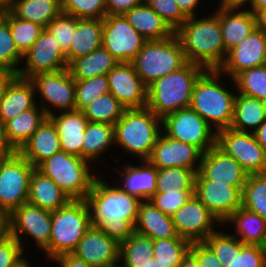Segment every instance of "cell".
<instances>
[{
	"instance_id": "cell-36",
	"label": "cell",
	"mask_w": 266,
	"mask_h": 267,
	"mask_svg": "<svg viewBox=\"0 0 266 267\" xmlns=\"http://www.w3.org/2000/svg\"><path fill=\"white\" fill-rule=\"evenodd\" d=\"M115 145L114 126L107 123L88 122L81 149V157L93 163Z\"/></svg>"
},
{
	"instance_id": "cell-17",
	"label": "cell",
	"mask_w": 266,
	"mask_h": 267,
	"mask_svg": "<svg viewBox=\"0 0 266 267\" xmlns=\"http://www.w3.org/2000/svg\"><path fill=\"white\" fill-rule=\"evenodd\" d=\"M172 220L178 236L190 242L204 241L216 231L215 226L222 225L195 195L172 215Z\"/></svg>"
},
{
	"instance_id": "cell-64",
	"label": "cell",
	"mask_w": 266,
	"mask_h": 267,
	"mask_svg": "<svg viewBox=\"0 0 266 267\" xmlns=\"http://www.w3.org/2000/svg\"><path fill=\"white\" fill-rule=\"evenodd\" d=\"M179 267H200L197 259L189 252L182 260Z\"/></svg>"
},
{
	"instance_id": "cell-47",
	"label": "cell",
	"mask_w": 266,
	"mask_h": 267,
	"mask_svg": "<svg viewBox=\"0 0 266 267\" xmlns=\"http://www.w3.org/2000/svg\"><path fill=\"white\" fill-rule=\"evenodd\" d=\"M22 58L23 55L17 50L12 38L9 23L0 13V66L17 73L22 64Z\"/></svg>"
},
{
	"instance_id": "cell-59",
	"label": "cell",
	"mask_w": 266,
	"mask_h": 267,
	"mask_svg": "<svg viewBox=\"0 0 266 267\" xmlns=\"http://www.w3.org/2000/svg\"><path fill=\"white\" fill-rule=\"evenodd\" d=\"M251 2L252 0H220L217 7L227 9V10H242L246 4L249 6V11L251 12Z\"/></svg>"
},
{
	"instance_id": "cell-70",
	"label": "cell",
	"mask_w": 266,
	"mask_h": 267,
	"mask_svg": "<svg viewBox=\"0 0 266 267\" xmlns=\"http://www.w3.org/2000/svg\"><path fill=\"white\" fill-rule=\"evenodd\" d=\"M29 261L24 265V266H22V267H29Z\"/></svg>"
},
{
	"instance_id": "cell-34",
	"label": "cell",
	"mask_w": 266,
	"mask_h": 267,
	"mask_svg": "<svg viewBox=\"0 0 266 267\" xmlns=\"http://www.w3.org/2000/svg\"><path fill=\"white\" fill-rule=\"evenodd\" d=\"M118 62L102 46L86 56L73 60L68 70L74 80H85L98 75H107Z\"/></svg>"
},
{
	"instance_id": "cell-5",
	"label": "cell",
	"mask_w": 266,
	"mask_h": 267,
	"mask_svg": "<svg viewBox=\"0 0 266 267\" xmlns=\"http://www.w3.org/2000/svg\"><path fill=\"white\" fill-rule=\"evenodd\" d=\"M162 132V118L148 107L125 109L114 124L115 146L140 158L148 160Z\"/></svg>"
},
{
	"instance_id": "cell-54",
	"label": "cell",
	"mask_w": 266,
	"mask_h": 267,
	"mask_svg": "<svg viewBox=\"0 0 266 267\" xmlns=\"http://www.w3.org/2000/svg\"><path fill=\"white\" fill-rule=\"evenodd\" d=\"M189 252L197 259L200 267H224L214 252L203 242H191Z\"/></svg>"
},
{
	"instance_id": "cell-4",
	"label": "cell",
	"mask_w": 266,
	"mask_h": 267,
	"mask_svg": "<svg viewBox=\"0 0 266 267\" xmlns=\"http://www.w3.org/2000/svg\"><path fill=\"white\" fill-rule=\"evenodd\" d=\"M222 76L218 69H206L195 82L190 105L216 132L230 128L236 96L221 84Z\"/></svg>"
},
{
	"instance_id": "cell-23",
	"label": "cell",
	"mask_w": 266,
	"mask_h": 267,
	"mask_svg": "<svg viewBox=\"0 0 266 267\" xmlns=\"http://www.w3.org/2000/svg\"><path fill=\"white\" fill-rule=\"evenodd\" d=\"M49 115L60 140V149L68 154L81 157V149L88 119L82 111H61Z\"/></svg>"
},
{
	"instance_id": "cell-58",
	"label": "cell",
	"mask_w": 266,
	"mask_h": 267,
	"mask_svg": "<svg viewBox=\"0 0 266 267\" xmlns=\"http://www.w3.org/2000/svg\"><path fill=\"white\" fill-rule=\"evenodd\" d=\"M182 10V12L187 16V17H194L197 16V8H199L198 5L201 0H175ZM198 6V7H197ZM196 11V12H195Z\"/></svg>"
},
{
	"instance_id": "cell-69",
	"label": "cell",
	"mask_w": 266,
	"mask_h": 267,
	"mask_svg": "<svg viewBox=\"0 0 266 267\" xmlns=\"http://www.w3.org/2000/svg\"><path fill=\"white\" fill-rule=\"evenodd\" d=\"M139 3H146V0H137Z\"/></svg>"
},
{
	"instance_id": "cell-45",
	"label": "cell",
	"mask_w": 266,
	"mask_h": 267,
	"mask_svg": "<svg viewBox=\"0 0 266 267\" xmlns=\"http://www.w3.org/2000/svg\"><path fill=\"white\" fill-rule=\"evenodd\" d=\"M196 174L193 169L157 168L156 193H165L175 188L194 190Z\"/></svg>"
},
{
	"instance_id": "cell-27",
	"label": "cell",
	"mask_w": 266,
	"mask_h": 267,
	"mask_svg": "<svg viewBox=\"0 0 266 267\" xmlns=\"http://www.w3.org/2000/svg\"><path fill=\"white\" fill-rule=\"evenodd\" d=\"M134 232L152 240L169 239L178 236L172 216L161 212L150 200L140 203Z\"/></svg>"
},
{
	"instance_id": "cell-30",
	"label": "cell",
	"mask_w": 266,
	"mask_h": 267,
	"mask_svg": "<svg viewBox=\"0 0 266 267\" xmlns=\"http://www.w3.org/2000/svg\"><path fill=\"white\" fill-rule=\"evenodd\" d=\"M70 201L71 199L50 177L34 169L30 178L28 203L52 212Z\"/></svg>"
},
{
	"instance_id": "cell-1",
	"label": "cell",
	"mask_w": 266,
	"mask_h": 267,
	"mask_svg": "<svg viewBox=\"0 0 266 267\" xmlns=\"http://www.w3.org/2000/svg\"><path fill=\"white\" fill-rule=\"evenodd\" d=\"M100 174L85 197L92 226L97 227L119 244L134 233L142 200L128 194L119 185L104 180Z\"/></svg>"
},
{
	"instance_id": "cell-40",
	"label": "cell",
	"mask_w": 266,
	"mask_h": 267,
	"mask_svg": "<svg viewBox=\"0 0 266 267\" xmlns=\"http://www.w3.org/2000/svg\"><path fill=\"white\" fill-rule=\"evenodd\" d=\"M191 242L181 236L153 240V258L167 267H179L189 253Z\"/></svg>"
},
{
	"instance_id": "cell-11",
	"label": "cell",
	"mask_w": 266,
	"mask_h": 267,
	"mask_svg": "<svg viewBox=\"0 0 266 267\" xmlns=\"http://www.w3.org/2000/svg\"><path fill=\"white\" fill-rule=\"evenodd\" d=\"M29 80L33 83L35 94H40L39 99L42 102H37V104L41 105L47 116L54 113L52 107L58 111L75 110L76 86L68 68L38 73Z\"/></svg>"
},
{
	"instance_id": "cell-10",
	"label": "cell",
	"mask_w": 266,
	"mask_h": 267,
	"mask_svg": "<svg viewBox=\"0 0 266 267\" xmlns=\"http://www.w3.org/2000/svg\"><path fill=\"white\" fill-rule=\"evenodd\" d=\"M162 132L174 140L197 147L202 153L216 145V130L191 107L164 116Z\"/></svg>"
},
{
	"instance_id": "cell-55",
	"label": "cell",
	"mask_w": 266,
	"mask_h": 267,
	"mask_svg": "<svg viewBox=\"0 0 266 267\" xmlns=\"http://www.w3.org/2000/svg\"><path fill=\"white\" fill-rule=\"evenodd\" d=\"M138 4L137 0H106V15H124Z\"/></svg>"
},
{
	"instance_id": "cell-20",
	"label": "cell",
	"mask_w": 266,
	"mask_h": 267,
	"mask_svg": "<svg viewBox=\"0 0 266 267\" xmlns=\"http://www.w3.org/2000/svg\"><path fill=\"white\" fill-rule=\"evenodd\" d=\"M109 92L126 109L143 108L147 104V86L131 63H118L108 74Z\"/></svg>"
},
{
	"instance_id": "cell-24",
	"label": "cell",
	"mask_w": 266,
	"mask_h": 267,
	"mask_svg": "<svg viewBox=\"0 0 266 267\" xmlns=\"http://www.w3.org/2000/svg\"><path fill=\"white\" fill-rule=\"evenodd\" d=\"M219 16L222 39L226 52L232 50L259 26L258 15L246 10H227L220 7Z\"/></svg>"
},
{
	"instance_id": "cell-9",
	"label": "cell",
	"mask_w": 266,
	"mask_h": 267,
	"mask_svg": "<svg viewBox=\"0 0 266 267\" xmlns=\"http://www.w3.org/2000/svg\"><path fill=\"white\" fill-rule=\"evenodd\" d=\"M35 167L19 152L0 154V210L8 216L28 201Z\"/></svg>"
},
{
	"instance_id": "cell-18",
	"label": "cell",
	"mask_w": 266,
	"mask_h": 267,
	"mask_svg": "<svg viewBox=\"0 0 266 267\" xmlns=\"http://www.w3.org/2000/svg\"><path fill=\"white\" fill-rule=\"evenodd\" d=\"M266 64V30L260 25L227 52L218 70L231 79L244 70Z\"/></svg>"
},
{
	"instance_id": "cell-57",
	"label": "cell",
	"mask_w": 266,
	"mask_h": 267,
	"mask_svg": "<svg viewBox=\"0 0 266 267\" xmlns=\"http://www.w3.org/2000/svg\"><path fill=\"white\" fill-rule=\"evenodd\" d=\"M18 76V74L9 68L0 66V101L2 100L7 87Z\"/></svg>"
},
{
	"instance_id": "cell-39",
	"label": "cell",
	"mask_w": 266,
	"mask_h": 267,
	"mask_svg": "<svg viewBox=\"0 0 266 267\" xmlns=\"http://www.w3.org/2000/svg\"><path fill=\"white\" fill-rule=\"evenodd\" d=\"M125 107L110 92L96 98L82 112L89 122L114 124L122 117Z\"/></svg>"
},
{
	"instance_id": "cell-31",
	"label": "cell",
	"mask_w": 266,
	"mask_h": 267,
	"mask_svg": "<svg viewBox=\"0 0 266 267\" xmlns=\"http://www.w3.org/2000/svg\"><path fill=\"white\" fill-rule=\"evenodd\" d=\"M124 17L147 41L163 40L174 34L169 25L146 3H139L126 12Z\"/></svg>"
},
{
	"instance_id": "cell-29",
	"label": "cell",
	"mask_w": 266,
	"mask_h": 267,
	"mask_svg": "<svg viewBox=\"0 0 266 267\" xmlns=\"http://www.w3.org/2000/svg\"><path fill=\"white\" fill-rule=\"evenodd\" d=\"M35 93L33 83L29 79L17 76L7 87L0 101V118L2 121L6 123L21 112L33 108L37 104Z\"/></svg>"
},
{
	"instance_id": "cell-12",
	"label": "cell",
	"mask_w": 266,
	"mask_h": 267,
	"mask_svg": "<svg viewBox=\"0 0 266 267\" xmlns=\"http://www.w3.org/2000/svg\"><path fill=\"white\" fill-rule=\"evenodd\" d=\"M216 145L248 174L266 173V151L257 142L254 133L221 129L217 131Z\"/></svg>"
},
{
	"instance_id": "cell-43",
	"label": "cell",
	"mask_w": 266,
	"mask_h": 267,
	"mask_svg": "<svg viewBox=\"0 0 266 267\" xmlns=\"http://www.w3.org/2000/svg\"><path fill=\"white\" fill-rule=\"evenodd\" d=\"M230 80L235 92L260 100L266 98V64L244 70Z\"/></svg>"
},
{
	"instance_id": "cell-19",
	"label": "cell",
	"mask_w": 266,
	"mask_h": 267,
	"mask_svg": "<svg viewBox=\"0 0 266 267\" xmlns=\"http://www.w3.org/2000/svg\"><path fill=\"white\" fill-rule=\"evenodd\" d=\"M202 152L195 146L160 133L148 161L156 168H185L198 172Z\"/></svg>"
},
{
	"instance_id": "cell-38",
	"label": "cell",
	"mask_w": 266,
	"mask_h": 267,
	"mask_svg": "<svg viewBox=\"0 0 266 267\" xmlns=\"http://www.w3.org/2000/svg\"><path fill=\"white\" fill-rule=\"evenodd\" d=\"M152 257L153 240L149 237L134 232L120 243V267H139L147 263Z\"/></svg>"
},
{
	"instance_id": "cell-61",
	"label": "cell",
	"mask_w": 266,
	"mask_h": 267,
	"mask_svg": "<svg viewBox=\"0 0 266 267\" xmlns=\"http://www.w3.org/2000/svg\"><path fill=\"white\" fill-rule=\"evenodd\" d=\"M8 153V139L6 137L5 123L0 118V154Z\"/></svg>"
},
{
	"instance_id": "cell-50",
	"label": "cell",
	"mask_w": 266,
	"mask_h": 267,
	"mask_svg": "<svg viewBox=\"0 0 266 267\" xmlns=\"http://www.w3.org/2000/svg\"><path fill=\"white\" fill-rule=\"evenodd\" d=\"M194 190L173 189L165 193H155L149 200L164 214L172 216L192 196Z\"/></svg>"
},
{
	"instance_id": "cell-51",
	"label": "cell",
	"mask_w": 266,
	"mask_h": 267,
	"mask_svg": "<svg viewBox=\"0 0 266 267\" xmlns=\"http://www.w3.org/2000/svg\"><path fill=\"white\" fill-rule=\"evenodd\" d=\"M146 4L152 8L174 32L188 19L175 0H146Z\"/></svg>"
},
{
	"instance_id": "cell-3",
	"label": "cell",
	"mask_w": 266,
	"mask_h": 267,
	"mask_svg": "<svg viewBox=\"0 0 266 267\" xmlns=\"http://www.w3.org/2000/svg\"><path fill=\"white\" fill-rule=\"evenodd\" d=\"M206 69L187 62L179 70L153 81L147 86V104L156 116L190 107L195 82Z\"/></svg>"
},
{
	"instance_id": "cell-26",
	"label": "cell",
	"mask_w": 266,
	"mask_h": 267,
	"mask_svg": "<svg viewBox=\"0 0 266 267\" xmlns=\"http://www.w3.org/2000/svg\"><path fill=\"white\" fill-rule=\"evenodd\" d=\"M60 151L59 135L53 122L47 117L18 152L36 168Z\"/></svg>"
},
{
	"instance_id": "cell-41",
	"label": "cell",
	"mask_w": 266,
	"mask_h": 267,
	"mask_svg": "<svg viewBox=\"0 0 266 267\" xmlns=\"http://www.w3.org/2000/svg\"><path fill=\"white\" fill-rule=\"evenodd\" d=\"M241 206L266 220V173L248 175L242 189Z\"/></svg>"
},
{
	"instance_id": "cell-68",
	"label": "cell",
	"mask_w": 266,
	"mask_h": 267,
	"mask_svg": "<svg viewBox=\"0 0 266 267\" xmlns=\"http://www.w3.org/2000/svg\"><path fill=\"white\" fill-rule=\"evenodd\" d=\"M262 104H263V109H264V115H265V119H266V98L261 100Z\"/></svg>"
},
{
	"instance_id": "cell-46",
	"label": "cell",
	"mask_w": 266,
	"mask_h": 267,
	"mask_svg": "<svg viewBox=\"0 0 266 267\" xmlns=\"http://www.w3.org/2000/svg\"><path fill=\"white\" fill-rule=\"evenodd\" d=\"M76 103L75 110L82 111L96 98L109 92L107 75H98L85 80H75Z\"/></svg>"
},
{
	"instance_id": "cell-56",
	"label": "cell",
	"mask_w": 266,
	"mask_h": 267,
	"mask_svg": "<svg viewBox=\"0 0 266 267\" xmlns=\"http://www.w3.org/2000/svg\"><path fill=\"white\" fill-rule=\"evenodd\" d=\"M52 262L58 264L59 267H94L72 253L62 254Z\"/></svg>"
},
{
	"instance_id": "cell-49",
	"label": "cell",
	"mask_w": 266,
	"mask_h": 267,
	"mask_svg": "<svg viewBox=\"0 0 266 267\" xmlns=\"http://www.w3.org/2000/svg\"><path fill=\"white\" fill-rule=\"evenodd\" d=\"M62 12L78 19H100L106 15V0H61Z\"/></svg>"
},
{
	"instance_id": "cell-67",
	"label": "cell",
	"mask_w": 266,
	"mask_h": 267,
	"mask_svg": "<svg viewBox=\"0 0 266 267\" xmlns=\"http://www.w3.org/2000/svg\"><path fill=\"white\" fill-rule=\"evenodd\" d=\"M259 17V25L266 30V10H264L261 14L258 15Z\"/></svg>"
},
{
	"instance_id": "cell-13",
	"label": "cell",
	"mask_w": 266,
	"mask_h": 267,
	"mask_svg": "<svg viewBox=\"0 0 266 267\" xmlns=\"http://www.w3.org/2000/svg\"><path fill=\"white\" fill-rule=\"evenodd\" d=\"M9 236L22 246L27 235L42 251L49 245L51 238V211L44 210L28 202L22 204L8 216ZM26 235L22 236L21 235Z\"/></svg>"
},
{
	"instance_id": "cell-21",
	"label": "cell",
	"mask_w": 266,
	"mask_h": 267,
	"mask_svg": "<svg viewBox=\"0 0 266 267\" xmlns=\"http://www.w3.org/2000/svg\"><path fill=\"white\" fill-rule=\"evenodd\" d=\"M120 244L95 226H91L72 252L94 267L119 265Z\"/></svg>"
},
{
	"instance_id": "cell-35",
	"label": "cell",
	"mask_w": 266,
	"mask_h": 267,
	"mask_svg": "<svg viewBox=\"0 0 266 267\" xmlns=\"http://www.w3.org/2000/svg\"><path fill=\"white\" fill-rule=\"evenodd\" d=\"M265 121L260 99L236 93L233 120L230 128L240 132H254Z\"/></svg>"
},
{
	"instance_id": "cell-63",
	"label": "cell",
	"mask_w": 266,
	"mask_h": 267,
	"mask_svg": "<svg viewBox=\"0 0 266 267\" xmlns=\"http://www.w3.org/2000/svg\"><path fill=\"white\" fill-rule=\"evenodd\" d=\"M266 10V0H252L251 12L255 15L261 14Z\"/></svg>"
},
{
	"instance_id": "cell-60",
	"label": "cell",
	"mask_w": 266,
	"mask_h": 267,
	"mask_svg": "<svg viewBox=\"0 0 266 267\" xmlns=\"http://www.w3.org/2000/svg\"><path fill=\"white\" fill-rule=\"evenodd\" d=\"M253 133L256 137L257 142L266 151V119Z\"/></svg>"
},
{
	"instance_id": "cell-44",
	"label": "cell",
	"mask_w": 266,
	"mask_h": 267,
	"mask_svg": "<svg viewBox=\"0 0 266 267\" xmlns=\"http://www.w3.org/2000/svg\"><path fill=\"white\" fill-rule=\"evenodd\" d=\"M224 267H266V247L243 244L232 233V257Z\"/></svg>"
},
{
	"instance_id": "cell-8",
	"label": "cell",
	"mask_w": 266,
	"mask_h": 267,
	"mask_svg": "<svg viewBox=\"0 0 266 267\" xmlns=\"http://www.w3.org/2000/svg\"><path fill=\"white\" fill-rule=\"evenodd\" d=\"M186 63L184 51L175 33L163 40L146 41L131 61L136 73L146 86L179 70Z\"/></svg>"
},
{
	"instance_id": "cell-14",
	"label": "cell",
	"mask_w": 266,
	"mask_h": 267,
	"mask_svg": "<svg viewBox=\"0 0 266 267\" xmlns=\"http://www.w3.org/2000/svg\"><path fill=\"white\" fill-rule=\"evenodd\" d=\"M146 41L124 15H107L103 19L102 46L118 63H131Z\"/></svg>"
},
{
	"instance_id": "cell-53",
	"label": "cell",
	"mask_w": 266,
	"mask_h": 267,
	"mask_svg": "<svg viewBox=\"0 0 266 267\" xmlns=\"http://www.w3.org/2000/svg\"><path fill=\"white\" fill-rule=\"evenodd\" d=\"M217 256L224 266L232 257V234L220 230L212 232L203 241Z\"/></svg>"
},
{
	"instance_id": "cell-33",
	"label": "cell",
	"mask_w": 266,
	"mask_h": 267,
	"mask_svg": "<svg viewBox=\"0 0 266 267\" xmlns=\"http://www.w3.org/2000/svg\"><path fill=\"white\" fill-rule=\"evenodd\" d=\"M103 20L78 19L75 35L69 52L66 54L68 65L75 59L102 47Z\"/></svg>"
},
{
	"instance_id": "cell-48",
	"label": "cell",
	"mask_w": 266,
	"mask_h": 267,
	"mask_svg": "<svg viewBox=\"0 0 266 267\" xmlns=\"http://www.w3.org/2000/svg\"><path fill=\"white\" fill-rule=\"evenodd\" d=\"M76 25L77 18L75 16L61 12L45 27V29L55 38L65 55L70 50L75 35Z\"/></svg>"
},
{
	"instance_id": "cell-62",
	"label": "cell",
	"mask_w": 266,
	"mask_h": 267,
	"mask_svg": "<svg viewBox=\"0 0 266 267\" xmlns=\"http://www.w3.org/2000/svg\"><path fill=\"white\" fill-rule=\"evenodd\" d=\"M9 235L8 215L0 210V241Z\"/></svg>"
},
{
	"instance_id": "cell-65",
	"label": "cell",
	"mask_w": 266,
	"mask_h": 267,
	"mask_svg": "<svg viewBox=\"0 0 266 267\" xmlns=\"http://www.w3.org/2000/svg\"><path fill=\"white\" fill-rule=\"evenodd\" d=\"M15 0H0V13L10 11Z\"/></svg>"
},
{
	"instance_id": "cell-15",
	"label": "cell",
	"mask_w": 266,
	"mask_h": 267,
	"mask_svg": "<svg viewBox=\"0 0 266 267\" xmlns=\"http://www.w3.org/2000/svg\"><path fill=\"white\" fill-rule=\"evenodd\" d=\"M243 187L207 180L198 171L195 177L194 195L223 226V223L241 207Z\"/></svg>"
},
{
	"instance_id": "cell-22",
	"label": "cell",
	"mask_w": 266,
	"mask_h": 267,
	"mask_svg": "<svg viewBox=\"0 0 266 267\" xmlns=\"http://www.w3.org/2000/svg\"><path fill=\"white\" fill-rule=\"evenodd\" d=\"M199 172L207 179L229 186H244L248 173L217 145L202 154Z\"/></svg>"
},
{
	"instance_id": "cell-66",
	"label": "cell",
	"mask_w": 266,
	"mask_h": 267,
	"mask_svg": "<svg viewBox=\"0 0 266 267\" xmlns=\"http://www.w3.org/2000/svg\"><path fill=\"white\" fill-rule=\"evenodd\" d=\"M139 267H167V266L157 263L156 260L152 257L151 259L148 260L147 263Z\"/></svg>"
},
{
	"instance_id": "cell-7",
	"label": "cell",
	"mask_w": 266,
	"mask_h": 267,
	"mask_svg": "<svg viewBox=\"0 0 266 267\" xmlns=\"http://www.w3.org/2000/svg\"><path fill=\"white\" fill-rule=\"evenodd\" d=\"M91 165L82 157L60 151L41 162L36 169L50 177L71 200H84L98 176L93 169L91 171Z\"/></svg>"
},
{
	"instance_id": "cell-28",
	"label": "cell",
	"mask_w": 266,
	"mask_h": 267,
	"mask_svg": "<svg viewBox=\"0 0 266 267\" xmlns=\"http://www.w3.org/2000/svg\"><path fill=\"white\" fill-rule=\"evenodd\" d=\"M37 105L5 123L8 153L18 152L48 117Z\"/></svg>"
},
{
	"instance_id": "cell-25",
	"label": "cell",
	"mask_w": 266,
	"mask_h": 267,
	"mask_svg": "<svg viewBox=\"0 0 266 267\" xmlns=\"http://www.w3.org/2000/svg\"><path fill=\"white\" fill-rule=\"evenodd\" d=\"M141 165H132L128 163L123 165L124 169H116L123 176L120 188L130 195L137 197L142 201L149 200L156 193L157 168L148 160H143Z\"/></svg>"
},
{
	"instance_id": "cell-16",
	"label": "cell",
	"mask_w": 266,
	"mask_h": 267,
	"mask_svg": "<svg viewBox=\"0 0 266 267\" xmlns=\"http://www.w3.org/2000/svg\"><path fill=\"white\" fill-rule=\"evenodd\" d=\"M25 66L19 68L18 77L29 79L35 74L68 68L66 55L55 38L44 28L38 39L23 55ZM25 59V60H24Z\"/></svg>"
},
{
	"instance_id": "cell-2",
	"label": "cell",
	"mask_w": 266,
	"mask_h": 267,
	"mask_svg": "<svg viewBox=\"0 0 266 267\" xmlns=\"http://www.w3.org/2000/svg\"><path fill=\"white\" fill-rule=\"evenodd\" d=\"M188 17L174 32L178 37L187 62L205 69H218L227 52L222 39L219 16Z\"/></svg>"
},
{
	"instance_id": "cell-37",
	"label": "cell",
	"mask_w": 266,
	"mask_h": 267,
	"mask_svg": "<svg viewBox=\"0 0 266 267\" xmlns=\"http://www.w3.org/2000/svg\"><path fill=\"white\" fill-rule=\"evenodd\" d=\"M10 11L45 28L62 12L61 0H15Z\"/></svg>"
},
{
	"instance_id": "cell-6",
	"label": "cell",
	"mask_w": 266,
	"mask_h": 267,
	"mask_svg": "<svg viewBox=\"0 0 266 267\" xmlns=\"http://www.w3.org/2000/svg\"><path fill=\"white\" fill-rule=\"evenodd\" d=\"M92 226L85 200H71L64 207L51 212V238L44 249L47 261L72 253Z\"/></svg>"
},
{
	"instance_id": "cell-32",
	"label": "cell",
	"mask_w": 266,
	"mask_h": 267,
	"mask_svg": "<svg viewBox=\"0 0 266 267\" xmlns=\"http://www.w3.org/2000/svg\"><path fill=\"white\" fill-rule=\"evenodd\" d=\"M233 224L235 237L243 244L266 247V220L244 207H239L223 225Z\"/></svg>"
},
{
	"instance_id": "cell-52",
	"label": "cell",
	"mask_w": 266,
	"mask_h": 267,
	"mask_svg": "<svg viewBox=\"0 0 266 267\" xmlns=\"http://www.w3.org/2000/svg\"><path fill=\"white\" fill-rule=\"evenodd\" d=\"M23 255L24 250L15 238L8 235L0 241V267L24 266L30 260Z\"/></svg>"
},
{
	"instance_id": "cell-42",
	"label": "cell",
	"mask_w": 266,
	"mask_h": 267,
	"mask_svg": "<svg viewBox=\"0 0 266 267\" xmlns=\"http://www.w3.org/2000/svg\"><path fill=\"white\" fill-rule=\"evenodd\" d=\"M9 23V29L17 50L24 55L38 39L44 27L16 17L11 11L1 13Z\"/></svg>"
}]
</instances>
